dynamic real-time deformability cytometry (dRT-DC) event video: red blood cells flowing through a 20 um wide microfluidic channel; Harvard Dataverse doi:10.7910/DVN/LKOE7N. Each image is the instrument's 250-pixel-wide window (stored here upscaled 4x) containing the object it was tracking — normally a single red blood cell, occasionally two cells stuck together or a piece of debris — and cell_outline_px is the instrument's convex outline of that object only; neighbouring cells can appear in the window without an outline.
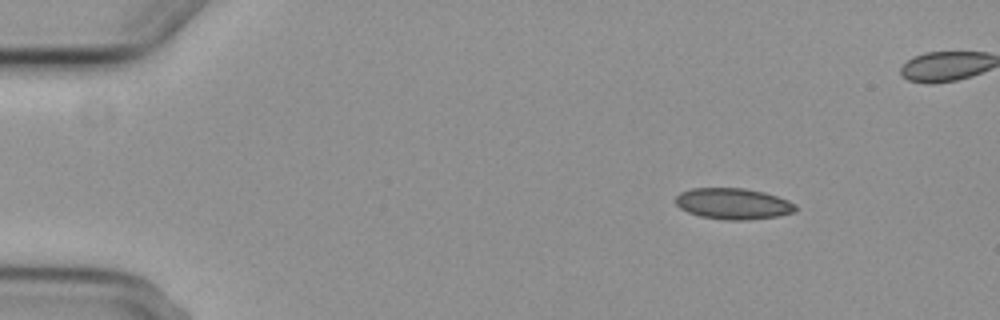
{"species": "common noctule bat (a hibernating species)", "species_latin": "Nyctalus noctula", "temperature_condition": "cold", "stored_images_in_passage": 5, "camera_frame_rate_fps": 3000, "um_per_image_px": 0.085, "animal": {"sex": "female", "body_mass_g": 29.2, "forearm_length_mm": 56.3}, "frame": {"image": 1, "passage_image": 3, "time_ms": 2.333, "image_size_px": [1000, 320], "cell_outline_px": [[796, 212], [780, 216], [748, 220], [724, 220], [700, 216], [688, 212], [680, 208], [676, 204], [676, 196], [680, 192], [692, 188], [744, 188], [764, 192], [788, 200], [796, 204]], "centroid_in_image_um": [62.34, 17.32], "position_along_channel_um": 22.7, "area_um2": 21.91}}